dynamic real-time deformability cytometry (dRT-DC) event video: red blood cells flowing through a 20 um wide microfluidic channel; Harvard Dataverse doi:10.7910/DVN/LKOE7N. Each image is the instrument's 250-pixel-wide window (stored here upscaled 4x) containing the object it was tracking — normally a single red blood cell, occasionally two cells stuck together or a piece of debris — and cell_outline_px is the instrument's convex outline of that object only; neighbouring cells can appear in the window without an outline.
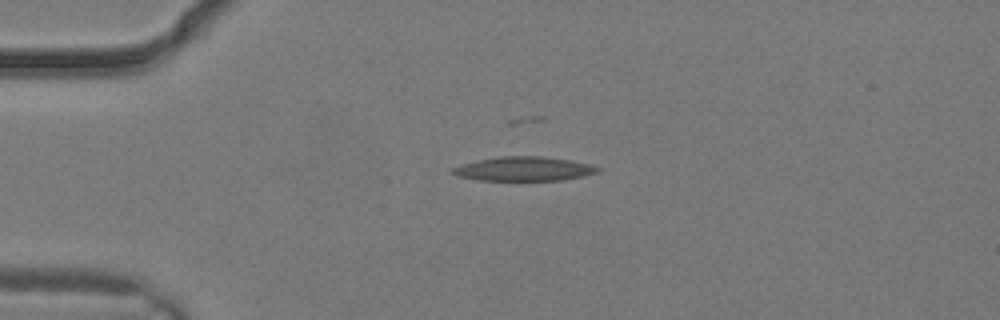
{"species": "common noctule bat (a hibernating species)", "species_latin": "Nyctalus noctula", "temperature_condition": "warm", "stored_images_in_passage": 1, "camera_frame_rate_fps": 3000, "um_per_image_px": 0.085, "animal": {"sex": "male", "body_mass_g": 19.2, "forearm_length_mm": 51.8}, "frame": {"image": 1, "passage_image": 1, "time_ms": 0.0, "image_size_px": [1000, 320], "cell_outline_px": [[600, 172], [564, 180], [480, 180], [456, 176], [448, 172], [452, 168], [476, 160], [500, 156], [544, 156], [568, 160], [588, 164], [600, 168]], "centroid_in_image_um": [44.49, 14.35], "position_along_channel_um": 40.5, "area_um2": 20.4}}